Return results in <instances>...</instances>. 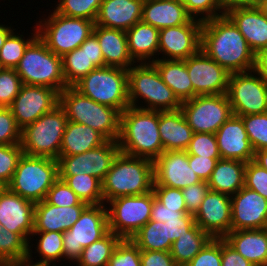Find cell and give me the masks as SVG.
Segmentation results:
<instances>
[{"instance_id":"obj_1","label":"cell","mask_w":267,"mask_h":266,"mask_svg":"<svg viewBox=\"0 0 267 266\" xmlns=\"http://www.w3.org/2000/svg\"><path fill=\"white\" fill-rule=\"evenodd\" d=\"M200 49L230 74L254 69L255 53L226 15L202 22Z\"/></svg>"},{"instance_id":"obj_2","label":"cell","mask_w":267,"mask_h":266,"mask_svg":"<svg viewBox=\"0 0 267 266\" xmlns=\"http://www.w3.org/2000/svg\"><path fill=\"white\" fill-rule=\"evenodd\" d=\"M159 111L127 107L120 115L118 145L121 153L157 159L163 152L159 134Z\"/></svg>"},{"instance_id":"obj_3","label":"cell","mask_w":267,"mask_h":266,"mask_svg":"<svg viewBox=\"0 0 267 266\" xmlns=\"http://www.w3.org/2000/svg\"><path fill=\"white\" fill-rule=\"evenodd\" d=\"M101 183L104 204L121 196L146 194L153 190V161L120 152Z\"/></svg>"},{"instance_id":"obj_4","label":"cell","mask_w":267,"mask_h":266,"mask_svg":"<svg viewBox=\"0 0 267 266\" xmlns=\"http://www.w3.org/2000/svg\"><path fill=\"white\" fill-rule=\"evenodd\" d=\"M59 105L64 109L68 121L89 126L107 140H118L121 113L117 109L95 102L73 86H67L59 93Z\"/></svg>"},{"instance_id":"obj_5","label":"cell","mask_w":267,"mask_h":266,"mask_svg":"<svg viewBox=\"0 0 267 266\" xmlns=\"http://www.w3.org/2000/svg\"><path fill=\"white\" fill-rule=\"evenodd\" d=\"M139 99H144L145 106H138ZM128 99L131 107L153 110L174 111L181 107V102L173 91L163 82L153 63H140L128 69Z\"/></svg>"},{"instance_id":"obj_6","label":"cell","mask_w":267,"mask_h":266,"mask_svg":"<svg viewBox=\"0 0 267 266\" xmlns=\"http://www.w3.org/2000/svg\"><path fill=\"white\" fill-rule=\"evenodd\" d=\"M58 179L56 159L22 154L6 187L22 198L37 203L46 198L48 190Z\"/></svg>"},{"instance_id":"obj_7","label":"cell","mask_w":267,"mask_h":266,"mask_svg":"<svg viewBox=\"0 0 267 266\" xmlns=\"http://www.w3.org/2000/svg\"><path fill=\"white\" fill-rule=\"evenodd\" d=\"M15 70L26 85L46 86L59 93L68 86L61 56L52 52L38 36L28 45Z\"/></svg>"},{"instance_id":"obj_8","label":"cell","mask_w":267,"mask_h":266,"mask_svg":"<svg viewBox=\"0 0 267 266\" xmlns=\"http://www.w3.org/2000/svg\"><path fill=\"white\" fill-rule=\"evenodd\" d=\"M73 87L99 104L122 113L129 107L128 70L119 67H100L82 77Z\"/></svg>"},{"instance_id":"obj_9","label":"cell","mask_w":267,"mask_h":266,"mask_svg":"<svg viewBox=\"0 0 267 266\" xmlns=\"http://www.w3.org/2000/svg\"><path fill=\"white\" fill-rule=\"evenodd\" d=\"M67 116L58 105L21 130V148L29 156L58 159Z\"/></svg>"},{"instance_id":"obj_10","label":"cell","mask_w":267,"mask_h":266,"mask_svg":"<svg viewBox=\"0 0 267 266\" xmlns=\"http://www.w3.org/2000/svg\"><path fill=\"white\" fill-rule=\"evenodd\" d=\"M43 20L36 26L38 37L52 52L61 57L80 47L93 32L95 25L94 21L68 17L55 11Z\"/></svg>"},{"instance_id":"obj_11","label":"cell","mask_w":267,"mask_h":266,"mask_svg":"<svg viewBox=\"0 0 267 266\" xmlns=\"http://www.w3.org/2000/svg\"><path fill=\"white\" fill-rule=\"evenodd\" d=\"M107 205H88L73 226L63 233L64 258L78 260L83 248L109 232Z\"/></svg>"},{"instance_id":"obj_12","label":"cell","mask_w":267,"mask_h":266,"mask_svg":"<svg viewBox=\"0 0 267 266\" xmlns=\"http://www.w3.org/2000/svg\"><path fill=\"white\" fill-rule=\"evenodd\" d=\"M108 204L109 231L121 239H131L150 220L153 190L143 195L117 197Z\"/></svg>"},{"instance_id":"obj_13","label":"cell","mask_w":267,"mask_h":266,"mask_svg":"<svg viewBox=\"0 0 267 266\" xmlns=\"http://www.w3.org/2000/svg\"><path fill=\"white\" fill-rule=\"evenodd\" d=\"M180 110L193 133H213L233 116L227 94L197 95L181 103Z\"/></svg>"},{"instance_id":"obj_14","label":"cell","mask_w":267,"mask_h":266,"mask_svg":"<svg viewBox=\"0 0 267 266\" xmlns=\"http://www.w3.org/2000/svg\"><path fill=\"white\" fill-rule=\"evenodd\" d=\"M226 94L235 116L267 112V83L254 69L230 74Z\"/></svg>"},{"instance_id":"obj_15","label":"cell","mask_w":267,"mask_h":266,"mask_svg":"<svg viewBox=\"0 0 267 266\" xmlns=\"http://www.w3.org/2000/svg\"><path fill=\"white\" fill-rule=\"evenodd\" d=\"M118 141L107 140L87 152L58 157L59 175L89 174L101 182L120 153Z\"/></svg>"},{"instance_id":"obj_16","label":"cell","mask_w":267,"mask_h":266,"mask_svg":"<svg viewBox=\"0 0 267 266\" xmlns=\"http://www.w3.org/2000/svg\"><path fill=\"white\" fill-rule=\"evenodd\" d=\"M59 105V92L46 86L23 84L9 106L17 125L23 129Z\"/></svg>"},{"instance_id":"obj_17","label":"cell","mask_w":267,"mask_h":266,"mask_svg":"<svg viewBox=\"0 0 267 266\" xmlns=\"http://www.w3.org/2000/svg\"><path fill=\"white\" fill-rule=\"evenodd\" d=\"M184 61L192 82L193 98L227 93L230 73L201 49Z\"/></svg>"},{"instance_id":"obj_18","label":"cell","mask_w":267,"mask_h":266,"mask_svg":"<svg viewBox=\"0 0 267 266\" xmlns=\"http://www.w3.org/2000/svg\"><path fill=\"white\" fill-rule=\"evenodd\" d=\"M201 28L202 22L192 19L183 25L160 29L158 53L165 55L164 60H185L196 54L201 45Z\"/></svg>"},{"instance_id":"obj_19","label":"cell","mask_w":267,"mask_h":266,"mask_svg":"<svg viewBox=\"0 0 267 266\" xmlns=\"http://www.w3.org/2000/svg\"><path fill=\"white\" fill-rule=\"evenodd\" d=\"M153 186L183 189L202 182L189 166L186 151H166L153 161Z\"/></svg>"},{"instance_id":"obj_20","label":"cell","mask_w":267,"mask_h":266,"mask_svg":"<svg viewBox=\"0 0 267 266\" xmlns=\"http://www.w3.org/2000/svg\"><path fill=\"white\" fill-rule=\"evenodd\" d=\"M266 224L267 199L245 186L231 196V231L263 229Z\"/></svg>"},{"instance_id":"obj_21","label":"cell","mask_w":267,"mask_h":266,"mask_svg":"<svg viewBox=\"0 0 267 266\" xmlns=\"http://www.w3.org/2000/svg\"><path fill=\"white\" fill-rule=\"evenodd\" d=\"M193 216L203 231L213 238H224L231 231V197L209 190Z\"/></svg>"},{"instance_id":"obj_22","label":"cell","mask_w":267,"mask_h":266,"mask_svg":"<svg viewBox=\"0 0 267 266\" xmlns=\"http://www.w3.org/2000/svg\"><path fill=\"white\" fill-rule=\"evenodd\" d=\"M34 211V202L11 192L7 187L0 191V225L22 234L28 241L33 233Z\"/></svg>"},{"instance_id":"obj_23","label":"cell","mask_w":267,"mask_h":266,"mask_svg":"<svg viewBox=\"0 0 267 266\" xmlns=\"http://www.w3.org/2000/svg\"><path fill=\"white\" fill-rule=\"evenodd\" d=\"M61 58L63 76L68 86H73L96 68L105 67L101 47L93 33L80 47L64 54Z\"/></svg>"},{"instance_id":"obj_24","label":"cell","mask_w":267,"mask_h":266,"mask_svg":"<svg viewBox=\"0 0 267 266\" xmlns=\"http://www.w3.org/2000/svg\"><path fill=\"white\" fill-rule=\"evenodd\" d=\"M221 159L250 162L254 150L249 142L242 119L233 115L215 133Z\"/></svg>"},{"instance_id":"obj_25","label":"cell","mask_w":267,"mask_h":266,"mask_svg":"<svg viewBox=\"0 0 267 266\" xmlns=\"http://www.w3.org/2000/svg\"><path fill=\"white\" fill-rule=\"evenodd\" d=\"M88 205L55 206L45 199L35 203L33 232H60L69 230Z\"/></svg>"},{"instance_id":"obj_26","label":"cell","mask_w":267,"mask_h":266,"mask_svg":"<svg viewBox=\"0 0 267 266\" xmlns=\"http://www.w3.org/2000/svg\"><path fill=\"white\" fill-rule=\"evenodd\" d=\"M143 0H103L95 25L127 31L142 19Z\"/></svg>"},{"instance_id":"obj_27","label":"cell","mask_w":267,"mask_h":266,"mask_svg":"<svg viewBox=\"0 0 267 266\" xmlns=\"http://www.w3.org/2000/svg\"><path fill=\"white\" fill-rule=\"evenodd\" d=\"M225 15L235 24L255 54L267 47V17L256 6L233 8Z\"/></svg>"},{"instance_id":"obj_28","label":"cell","mask_w":267,"mask_h":266,"mask_svg":"<svg viewBox=\"0 0 267 266\" xmlns=\"http://www.w3.org/2000/svg\"><path fill=\"white\" fill-rule=\"evenodd\" d=\"M92 33L101 47L105 66L128 70L134 65L128 50L126 31L94 25Z\"/></svg>"},{"instance_id":"obj_29","label":"cell","mask_w":267,"mask_h":266,"mask_svg":"<svg viewBox=\"0 0 267 266\" xmlns=\"http://www.w3.org/2000/svg\"><path fill=\"white\" fill-rule=\"evenodd\" d=\"M193 18L179 0H146L142 21L160 30L189 23Z\"/></svg>"},{"instance_id":"obj_30","label":"cell","mask_w":267,"mask_h":266,"mask_svg":"<svg viewBox=\"0 0 267 266\" xmlns=\"http://www.w3.org/2000/svg\"><path fill=\"white\" fill-rule=\"evenodd\" d=\"M158 126L164 152L187 149L193 136V130L180 109L159 111Z\"/></svg>"},{"instance_id":"obj_31","label":"cell","mask_w":267,"mask_h":266,"mask_svg":"<svg viewBox=\"0 0 267 266\" xmlns=\"http://www.w3.org/2000/svg\"><path fill=\"white\" fill-rule=\"evenodd\" d=\"M224 239L254 266L267 265V230L230 231Z\"/></svg>"},{"instance_id":"obj_32","label":"cell","mask_w":267,"mask_h":266,"mask_svg":"<svg viewBox=\"0 0 267 266\" xmlns=\"http://www.w3.org/2000/svg\"><path fill=\"white\" fill-rule=\"evenodd\" d=\"M126 34L129 54L135 63H147V60L148 63H153L156 60L154 55L157 56L159 48L158 29L141 20L127 30Z\"/></svg>"},{"instance_id":"obj_33","label":"cell","mask_w":267,"mask_h":266,"mask_svg":"<svg viewBox=\"0 0 267 266\" xmlns=\"http://www.w3.org/2000/svg\"><path fill=\"white\" fill-rule=\"evenodd\" d=\"M107 139L98 131L73 121H67L59 157L87 152L104 144Z\"/></svg>"},{"instance_id":"obj_34","label":"cell","mask_w":267,"mask_h":266,"mask_svg":"<svg viewBox=\"0 0 267 266\" xmlns=\"http://www.w3.org/2000/svg\"><path fill=\"white\" fill-rule=\"evenodd\" d=\"M246 162L220 159L207 181L210 190L230 197L244 187Z\"/></svg>"},{"instance_id":"obj_35","label":"cell","mask_w":267,"mask_h":266,"mask_svg":"<svg viewBox=\"0 0 267 266\" xmlns=\"http://www.w3.org/2000/svg\"><path fill=\"white\" fill-rule=\"evenodd\" d=\"M153 62L163 82L182 103L193 98V87L184 60H164L155 57Z\"/></svg>"},{"instance_id":"obj_36","label":"cell","mask_w":267,"mask_h":266,"mask_svg":"<svg viewBox=\"0 0 267 266\" xmlns=\"http://www.w3.org/2000/svg\"><path fill=\"white\" fill-rule=\"evenodd\" d=\"M213 237L195 225L172 243L170 254L177 266L188 264Z\"/></svg>"},{"instance_id":"obj_37","label":"cell","mask_w":267,"mask_h":266,"mask_svg":"<svg viewBox=\"0 0 267 266\" xmlns=\"http://www.w3.org/2000/svg\"><path fill=\"white\" fill-rule=\"evenodd\" d=\"M131 240L144 251L170 252L172 243L168 238V224L149 220Z\"/></svg>"},{"instance_id":"obj_38","label":"cell","mask_w":267,"mask_h":266,"mask_svg":"<svg viewBox=\"0 0 267 266\" xmlns=\"http://www.w3.org/2000/svg\"><path fill=\"white\" fill-rule=\"evenodd\" d=\"M121 238L109 231L100 240L93 242L90 246L83 248L76 262L77 266H108L116 245Z\"/></svg>"},{"instance_id":"obj_39","label":"cell","mask_w":267,"mask_h":266,"mask_svg":"<svg viewBox=\"0 0 267 266\" xmlns=\"http://www.w3.org/2000/svg\"><path fill=\"white\" fill-rule=\"evenodd\" d=\"M59 179L63 180L82 202L88 205L104 204L102 183L96 177L84 173L79 175H59Z\"/></svg>"},{"instance_id":"obj_40","label":"cell","mask_w":267,"mask_h":266,"mask_svg":"<svg viewBox=\"0 0 267 266\" xmlns=\"http://www.w3.org/2000/svg\"><path fill=\"white\" fill-rule=\"evenodd\" d=\"M29 241L22 235L2 227L0 232V263L25 259L28 256Z\"/></svg>"},{"instance_id":"obj_41","label":"cell","mask_w":267,"mask_h":266,"mask_svg":"<svg viewBox=\"0 0 267 266\" xmlns=\"http://www.w3.org/2000/svg\"><path fill=\"white\" fill-rule=\"evenodd\" d=\"M32 38L26 39L13 31L5 40L0 49V65L2 68L15 69L28 45L38 36L37 27ZM20 35V36H19Z\"/></svg>"},{"instance_id":"obj_42","label":"cell","mask_w":267,"mask_h":266,"mask_svg":"<svg viewBox=\"0 0 267 266\" xmlns=\"http://www.w3.org/2000/svg\"><path fill=\"white\" fill-rule=\"evenodd\" d=\"M40 235L36 251L41 259L38 263L53 264L54 261L64 258L63 252V233L60 232H33L32 236Z\"/></svg>"},{"instance_id":"obj_43","label":"cell","mask_w":267,"mask_h":266,"mask_svg":"<svg viewBox=\"0 0 267 266\" xmlns=\"http://www.w3.org/2000/svg\"><path fill=\"white\" fill-rule=\"evenodd\" d=\"M103 0H59L55 12L76 18L96 20Z\"/></svg>"},{"instance_id":"obj_44","label":"cell","mask_w":267,"mask_h":266,"mask_svg":"<svg viewBox=\"0 0 267 266\" xmlns=\"http://www.w3.org/2000/svg\"><path fill=\"white\" fill-rule=\"evenodd\" d=\"M254 150H267V112L240 116Z\"/></svg>"},{"instance_id":"obj_45","label":"cell","mask_w":267,"mask_h":266,"mask_svg":"<svg viewBox=\"0 0 267 266\" xmlns=\"http://www.w3.org/2000/svg\"><path fill=\"white\" fill-rule=\"evenodd\" d=\"M22 154L21 144L0 145V184L4 187L10 183Z\"/></svg>"},{"instance_id":"obj_46","label":"cell","mask_w":267,"mask_h":266,"mask_svg":"<svg viewBox=\"0 0 267 266\" xmlns=\"http://www.w3.org/2000/svg\"><path fill=\"white\" fill-rule=\"evenodd\" d=\"M179 1L184 4L188 14L193 19L200 20L201 22L225 15L220 0H179ZM200 15H202V17H200Z\"/></svg>"},{"instance_id":"obj_47","label":"cell","mask_w":267,"mask_h":266,"mask_svg":"<svg viewBox=\"0 0 267 266\" xmlns=\"http://www.w3.org/2000/svg\"><path fill=\"white\" fill-rule=\"evenodd\" d=\"M185 151L188 155L221 159L217 139L213 133H193Z\"/></svg>"},{"instance_id":"obj_48","label":"cell","mask_w":267,"mask_h":266,"mask_svg":"<svg viewBox=\"0 0 267 266\" xmlns=\"http://www.w3.org/2000/svg\"><path fill=\"white\" fill-rule=\"evenodd\" d=\"M108 266H141L140 249L131 239H121Z\"/></svg>"},{"instance_id":"obj_49","label":"cell","mask_w":267,"mask_h":266,"mask_svg":"<svg viewBox=\"0 0 267 266\" xmlns=\"http://www.w3.org/2000/svg\"><path fill=\"white\" fill-rule=\"evenodd\" d=\"M23 86L15 69L2 68L0 71V107H9Z\"/></svg>"},{"instance_id":"obj_50","label":"cell","mask_w":267,"mask_h":266,"mask_svg":"<svg viewBox=\"0 0 267 266\" xmlns=\"http://www.w3.org/2000/svg\"><path fill=\"white\" fill-rule=\"evenodd\" d=\"M45 200L55 206L68 207L74 205H88L61 179H58L48 190Z\"/></svg>"},{"instance_id":"obj_51","label":"cell","mask_w":267,"mask_h":266,"mask_svg":"<svg viewBox=\"0 0 267 266\" xmlns=\"http://www.w3.org/2000/svg\"><path fill=\"white\" fill-rule=\"evenodd\" d=\"M21 128L9 107H0V145L21 143Z\"/></svg>"},{"instance_id":"obj_52","label":"cell","mask_w":267,"mask_h":266,"mask_svg":"<svg viewBox=\"0 0 267 266\" xmlns=\"http://www.w3.org/2000/svg\"><path fill=\"white\" fill-rule=\"evenodd\" d=\"M244 186L267 199V170L254 160L246 163Z\"/></svg>"},{"instance_id":"obj_53","label":"cell","mask_w":267,"mask_h":266,"mask_svg":"<svg viewBox=\"0 0 267 266\" xmlns=\"http://www.w3.org/2000/svg\"><path fill=\"white\" fill-rule=\"evenodd\" d=\"M185 266H221V238H212Z\"/></svg>"},{"instance_id":"obj_54","label":"cell","mask_w":267,"mask_h":266,"mask_svg":"<svg viewBox=\"0 0 267 266\" xmlns=\"http://www.w3.org/2000/svg\"><path fill=\"white\" fill-rule=\"evenodd\" d=\"M209 190L210 187L206 181L195 183L181 189L188 213L194 215L197 212Z\"/></svg>"},{"instance_id":"obj_55","label":"cell","mask_w":267,"mask_h":266,"mask_svg":"<svg viewBox=\"0 0 267 266\" xmlns=\"http://www.w3.org/2000/svg\"><path fill=\"white\" fill-rule=\"evenodd\" d=\"M155 197L171 209H186L181 189L167 186H153Z\"/></svg>"},{"instance_id":"obj_56","label":"cell","mask_w":267,"mask_h":266,"mask_svg":"<svg viewBox=\"0 0 267 266\" xmlns=\"http://www.w3.org/2000/svg\"><path fill=\"white\" fill-rule=\"evenodd\" d=\"M165 224H168V238L173 243L178 237L191 230L196 225V222L193 214L187 213L181 218L167 219Z\"/></svg>"},{"instance_id":"obj_57","label":"cell","mask_w":267,"mask_h":266,"mask_svg":"<svg viewBox=\"0 0 267 266\" xmlns=\"http://www.w3.org/2000/svg\"><path fill=\"white\" fill-rule=\"evenodd\" d=\"M220 159L202 157L197 155H188L189 166L199 176L202 181H208L211 177L216 163Z\"/></svg>"},{"instance_id":"obj_58","label":"cell","mask_w":267,"mask_h":266,"mask_svg":"<svg viewBox=\"0 0 267 266\" xmlns=\"http://www.w3.org/2000/svg\"><path fill=\"white\" fill-rule=\"evenodd\" d=\"M186 209H171L163 205V203L155 197L153 191V205L150 220L158 222H167V219L181 218L187 214Z\"/></svg>"},{"instance_id":"obj_59","label":"cell","mask_w":267,"mask_h":266,"mask_svg":"<svg viewBox=\"0 0 267 266\" xmlns=\"http://www.w3.org/2000/svg\"><path fill=\"white\" fill-rule=\"evenodd\" d=\"M141 266H177L170 252L140 250Z\"/></svg>"},{"instance_id":"obj_60","label":"cell","mask_w":267,"mask_h":266,"mask_svg":"<svg viewBox=\"0 0 267 266\" xmlns=\"http://www.w3.org/2000/svg\"><path fill=\"white\" fill-rule=\"evenodd\" d=\"M221 266H254L221 238Z\"/></svg>"},{"instance_id":"obj_61","label":"cell","mask_w":267,"mask_h":266,"mask_svg":"<svg viewBox=\"0 0 267 266\" xmlns=\"http://www.w3.org/2000/svg\"><path fill=\"white\" fill-rule=\"evenodd\" d=\"M254 71L267 83V47L255 54Z\"/></svg>"},{"instance_id":"obj_62","label":"cell","mask_w":267,"mask_h":266,"mask_svg":"<svg viewBox=\"0 0 267 266\" xmlns=\"http://www.w3.org/2000/svg\"><path fill=\"white\" fill-rule=\"evenodd\" d=\"M258 2L259 0H220L224 14L233 8L255 7Z\"/></svg>"},{"instance_id":"obj_63","label":"cell","mask_w":267,"mask_h":266,"mask_svg":"<svg viewBox=\"0 0 267 266\" xmlns=\"http://www.w3.org/2000/svg\"><path fill=\"white\" fill-rule=\"evenodd\" d=\"M32 250H31V246H30V242L28 243V256L25 259H21L18 261H11L8 263L3 264V266H50L51 264H45V263H34L32 262L33 260H31L32 258Z\"/></svg>"},{"instance_id":"obj_64","label":"cell","mask_w":267,"mask_h":266,"mask_svg":"<svg viewBox=\"0 0 267 266\" xmlns=\"http://www.w3.org/2000/svg\"><path fill=\"white\" fill-rule=\"evenodd\" d=\"M254 161L267 170V150H257L254 153Z\"/></svg>"},{"instance_id":"obj_65","label":"cell","mask_w":267,"mask_h":266,"mask_svg":"<svg viewBox=\"0 0 267 266\" xmlns=\"http://www.w3.org/2000/svg\"><path fill=\"white\" fill-rule=\"evenodd\" d=\"M14 31V29L11 27H8L7 25H1L0 24V49L3 46L6 38Z\"/></svg>"},{"instance_id":"obj_66","label":"cell","mask_w":267,"mask_h":266,"mask_svg":"<svg viewBox=\"0 0 267 266\" xmlns=\"http://www.w3.org/2000/svg\"><path fill=\"white\" fill-rule=\"evenodd\" d=\"M256 7L267 17V0H259Z\"/></svg>"},{"instance_id":"obj_67","label":"cell","mask_w":267,"mask_h":266,"mask_svg":"<svg viewBox=\"0 0 267 266\" xmlns=\"http://www.w3.org/2000/svg\"><path fill=\"white\" fill-rule=\"evenodd\" d=\"M3 188H4V186L0 184V191H1Z\"/></svg>"}]
</instances>
